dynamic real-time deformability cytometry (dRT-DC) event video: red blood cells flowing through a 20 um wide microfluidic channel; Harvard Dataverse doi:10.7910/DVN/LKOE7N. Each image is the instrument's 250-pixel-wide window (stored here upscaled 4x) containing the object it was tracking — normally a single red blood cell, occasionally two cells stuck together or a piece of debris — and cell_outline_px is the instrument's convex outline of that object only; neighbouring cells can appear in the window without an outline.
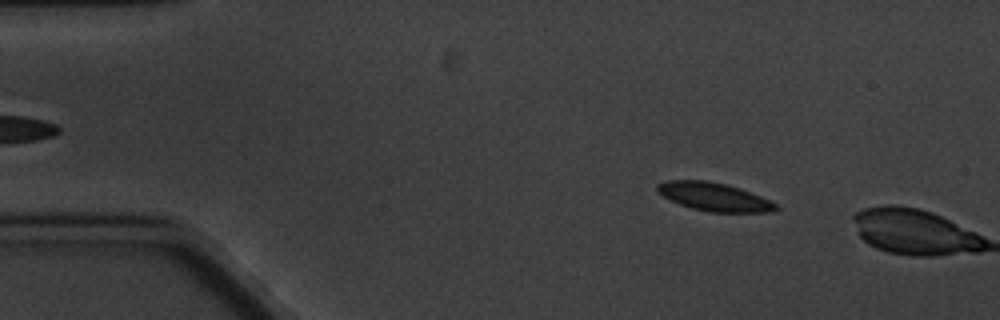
{"species": "common noctule bat (a hibernating species)", "species_latin": "Nyctalus noctula", "temperature_condition": "cold", "stored_images_in_passage": 3, "camera_frame_rate_fps": 3000, "um_per_image_px": 0.085, "animal": {"sex": "male", "body_mass_g": 20.1, "forearm_length_mm": 53.5}, "frame": {"image": 1, "passage_image": 2, "time_ms": 1.333, "image_size_px": [1000, 320], "cell_outline_px": [[780, 208], [772, 212], [708, 212], [692, 208], [680, 204], [656, 192], [656, 184], [668, 180], [708, 180], [740, 188], [760, 196], [776, 204]], "centroid_in_image_um": [60.68, 16.73], "position_along_channel_um": 24.3, "area_um2": 19.48}}